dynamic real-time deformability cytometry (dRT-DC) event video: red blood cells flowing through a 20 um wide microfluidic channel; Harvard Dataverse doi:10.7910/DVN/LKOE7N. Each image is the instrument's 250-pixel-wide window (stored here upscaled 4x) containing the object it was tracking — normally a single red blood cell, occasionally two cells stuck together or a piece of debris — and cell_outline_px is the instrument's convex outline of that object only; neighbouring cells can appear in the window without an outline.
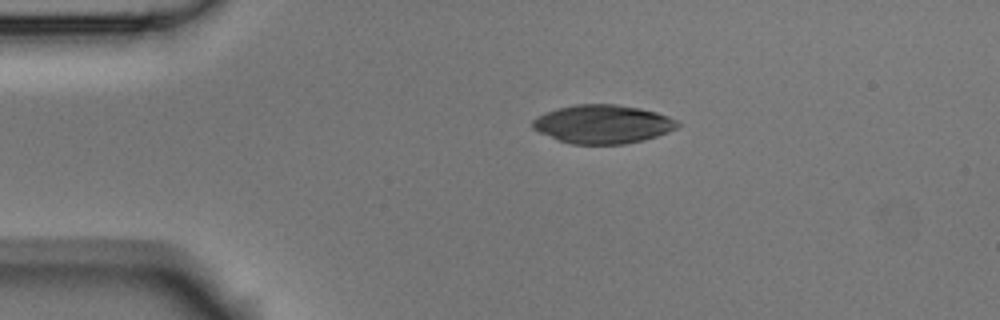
{"species": "Egyptian fruit bat (a non-hibernating species)", "species_latin": "Rousettus aegyptiacus", "temperature_condition": "room temperature", "stored_images_in_passage": 2, "camera_frame_rate_fps": 3000, "um_per_image_px": 0.085, "animal": {"sex": "male"}, "frame": {"image": 1, "passage_image": 1, "time_ms": 0.0, "image_size_px": [1000, 320], "cell_outline_px": [[680, 124], [676, 128], [668, 132], [644, 140], [624, 144], [572, 144], [556, 140], [532, 128], [532, 120], [536, 116], [556, 108], [576, 104], [616, 104], [640, 108], [656, 112], [680, 120]], "centroid_in_image_um": [51.23, 10.55], "position_along_channel_um": 33.8, "area_um2": 32.83}}